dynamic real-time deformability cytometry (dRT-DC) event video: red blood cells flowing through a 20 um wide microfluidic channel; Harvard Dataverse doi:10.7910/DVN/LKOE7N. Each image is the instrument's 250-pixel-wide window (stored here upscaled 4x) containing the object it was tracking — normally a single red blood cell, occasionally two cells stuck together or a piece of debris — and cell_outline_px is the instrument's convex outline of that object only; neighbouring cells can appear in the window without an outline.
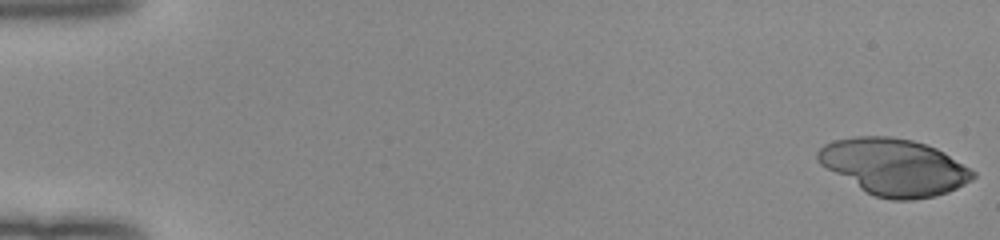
{"species": "human", "species_latin": "Homo sapiens", "temperature_condition": "room temperature", "stored_images_in_passage": 15, "camera_frame_rate_fps": 3000, "um_per_image_px": 0.085, "donor": {"sex": "female"}, "frame": {"image": 1, "passage_image": 1, "time_ms": 0.0, "image_size_px": [1000, 240], "cell_outline_px": [[976, 176], [972, 180], [948, 192], [936, 196], [912, 200], [892, 200], [876, 196], [860, 188], [820, 164], [816, 160], [816, 152], [824, 144], [832, 140], [856, 136], [888, 136], [912, 140], [936, 148], [944, 152], [976, 172]], "centroid_in_image_um": [76.0, 14.18], "position_along_channel_um": 9.0, "area_um2": 50.92}}
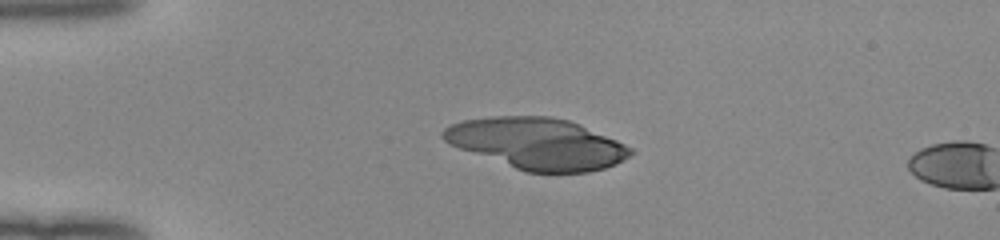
{"frame": {"image": 2, "passage_image": 13, "time_ms": 4.0, "image_size_px": [1000, 240], "cell_outline_px": [[636, 152], [616, 164], [604, 168], [588, 172], [524, 172], [448, 144], [440, 136], [440, 132], [444, 128], [460, 120], [492, 116], [552, 116], [568, 120], [580, 124], [616, 140], [632, 148]], "centroid_in_image_um": [45.62, 12.2], "position_along_channel_um": 39.4, "area_um2": 56.07}}